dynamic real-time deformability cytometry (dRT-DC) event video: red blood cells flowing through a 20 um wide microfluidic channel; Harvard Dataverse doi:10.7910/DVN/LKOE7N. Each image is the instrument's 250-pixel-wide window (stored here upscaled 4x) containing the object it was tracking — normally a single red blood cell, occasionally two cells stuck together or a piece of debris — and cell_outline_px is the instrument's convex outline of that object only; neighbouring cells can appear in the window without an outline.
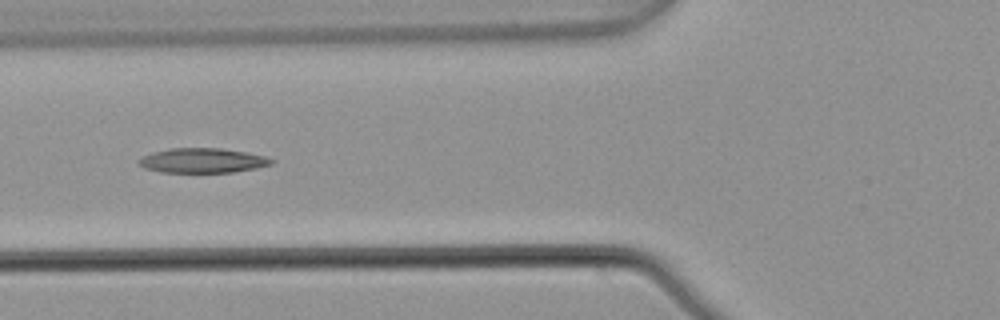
{"species": "common noctule bat (a hibernating species)", "species_latin": "Nyctalus noctula", "temperature_condition": "warm", "stored_images_in_passage": 7, "camera_frame_rate_fps": 3000, "um_per_image_px": 0.085, "animal": {"sex": "male", "body_mass_g": 21.5, "forearm_length_mm": 52.0}, "frame": {"image": 1, "passage_image": 4, "time_ms": 1.0, "image_size_px": [1000, 320], "cell_outline_px": [[276, 160], [272, 164], [256, 168], [232, 172], [160, 172], [144, 168], [136, 164], [136, 160], [152, 152], [168, 148], [220, 148], [244, 152], [264, 156]], "centroid_in_image_um": [17.16, 13.64], "position_along_channel_um": 108.6, "area_um2": 19.13}}
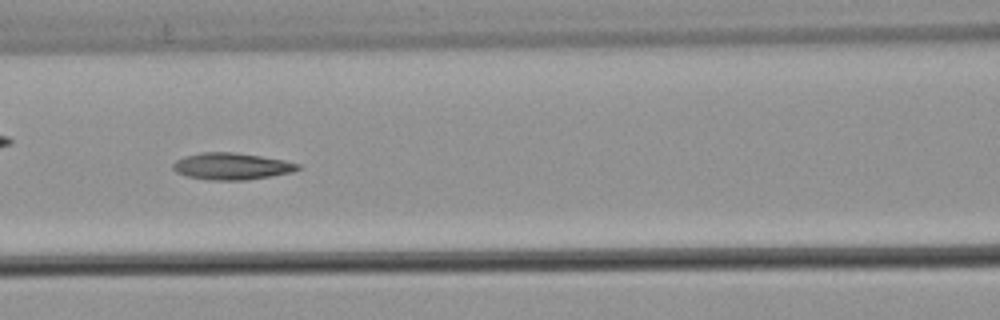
{"frame": {"image": 2, "passage_image": 5, "time_ms": 1.333, "image_size_px": [1000, 320], "cell_outline_px": [[300, 168], [292, 172], [272, 176], [248, 180], [208, 180], [184, 176], [176, 172], [172, 168], [172, 164], [176, 160], [184, 156], [200, 152], [232, 152], [260, 156], [284, 160], [300, 164]], "centroid_in_image_um": [19.65, 14.14], "position_along_channel_um": 146.9, "area_um2": 19.65}}